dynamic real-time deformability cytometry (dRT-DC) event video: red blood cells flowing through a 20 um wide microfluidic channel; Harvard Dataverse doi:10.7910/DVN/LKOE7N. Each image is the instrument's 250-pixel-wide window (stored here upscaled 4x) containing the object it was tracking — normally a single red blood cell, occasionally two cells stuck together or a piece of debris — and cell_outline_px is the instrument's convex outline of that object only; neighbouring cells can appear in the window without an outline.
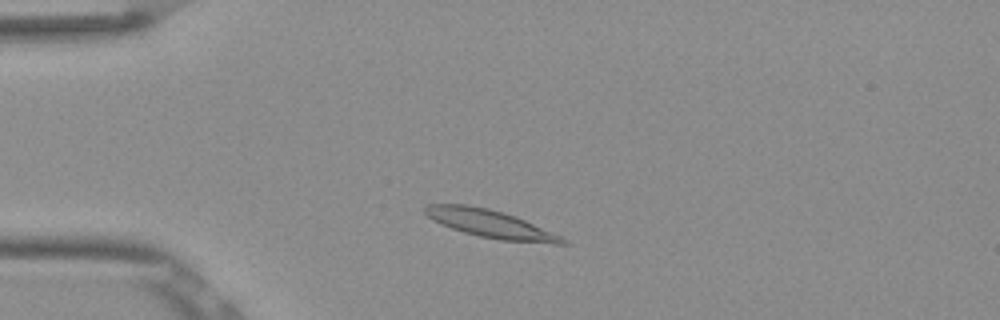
{"species": "Egyptian fruit bat (a non-hibernating species)", "species_latin": "Rousettus aegyptiacus", "temperature_condition": "room temperature", "stored_images_in_passage": 41, "camera_frame_rate_fps": 3000, "um_per_image_px": 0.085, "frame": {"image": 1, "passage_image": 7, "time_ms": 2.0, "image_size_px": [1000, 320], "cell_outline_px": [[572, 244], [552, 244], [500, 240], [480, 236], [464, 232], [452, 228], [432, 220], [424, 212], [424, 204], [468, 204], [488, 208], [504, 212], [516, 216], [560, 236], [568, 240]], "centroid_in_image_um": [41.7, 19.02], "position_along_channel_um": 43.3, "area_um2": 22.37}}
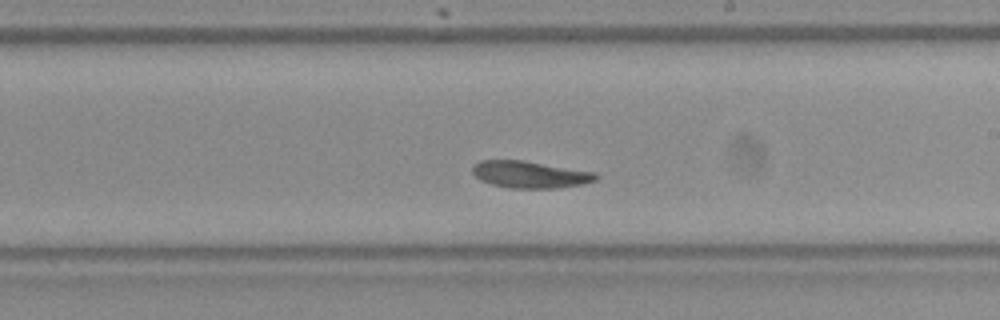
{"frame": {"image": 2, "passage_image": 25, "time_ms": 8.0, "image_size_px": [1000, 320], "cell_outline_px": [[600, 176], [596, 180], [584, 184], [556, 188], [508, 188], [492, 184], [480, 180], [472, 172], [472, 164], [480, 160], [524, 160], [596, 172]], "centroid_in_image_um": [45.06, 14.83], "position_along_channel_um": 243.9, "area_um2": 19.59}}
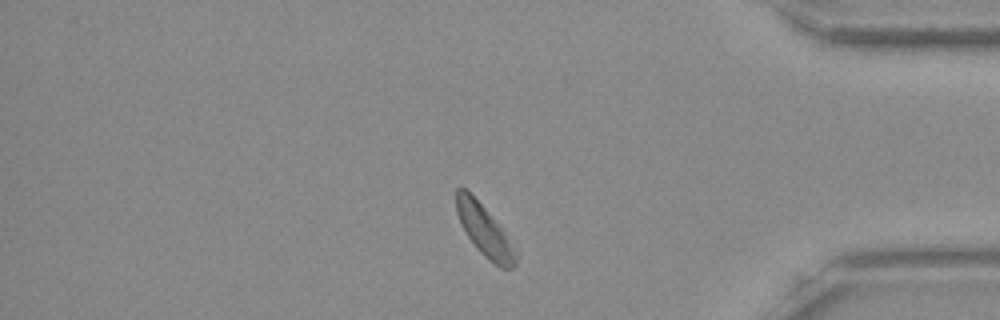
{"frame": {"image": 3, "passage_image": 39, "time_ms": 12.667, "image_size_px": [1000, 320], "cell_outline_px": [[516, 264], [512, 268], [500, 268], [488, 260], [476, 248], [468, 236], [456, 212], [456, 188], [464, 188], [484, 208], [500, 228], [516, 252]], "centroid_in_image_um": [41.16, 19.65], "position_along_channel_um": 394.0, "area_um2": 16.82}}